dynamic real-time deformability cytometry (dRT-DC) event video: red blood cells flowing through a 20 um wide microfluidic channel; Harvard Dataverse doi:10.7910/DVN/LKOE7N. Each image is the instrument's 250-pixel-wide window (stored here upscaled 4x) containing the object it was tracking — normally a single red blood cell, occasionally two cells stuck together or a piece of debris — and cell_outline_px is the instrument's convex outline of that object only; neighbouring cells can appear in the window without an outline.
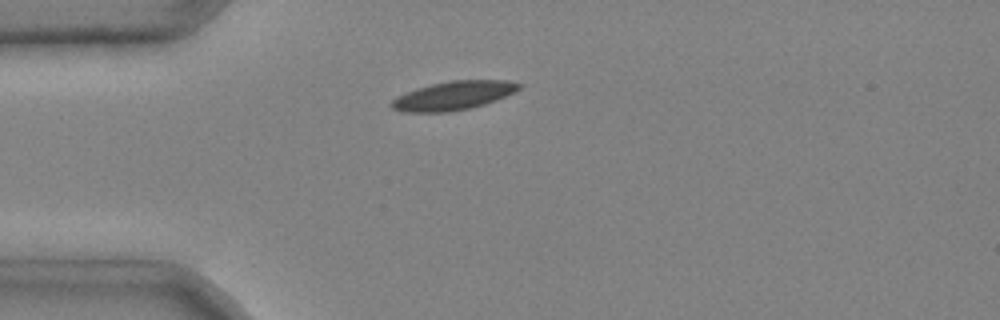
{"species": "common noctule bat (a hibernating species)", "species_latin": "Nyctalus noctula", "temperature_condition": "cold", "stored_images_in_passage": 1, "camera_frame_rate_fps": 3000, "um_per_image_px": 0.085, "animal": {"sex": "male", "body_mass_g": 20.4}, "frame": {"image": 1, "passage_image": 1, "time_ms": 0.0, "image_size_px": [1000, 320], "cell_outline_px": [[524, 84], [520, 88], [496, 100], [472, 108], [448, 112], [400, 112], [392, 108], [388, 104], [396, 96], [416, 88], [432, 84], [452, 80], [508, 80]], "centroid_in_image_um": [38.5, 8.13], "position_along_channel_um": 46.5, "area_um2": 21.44}}